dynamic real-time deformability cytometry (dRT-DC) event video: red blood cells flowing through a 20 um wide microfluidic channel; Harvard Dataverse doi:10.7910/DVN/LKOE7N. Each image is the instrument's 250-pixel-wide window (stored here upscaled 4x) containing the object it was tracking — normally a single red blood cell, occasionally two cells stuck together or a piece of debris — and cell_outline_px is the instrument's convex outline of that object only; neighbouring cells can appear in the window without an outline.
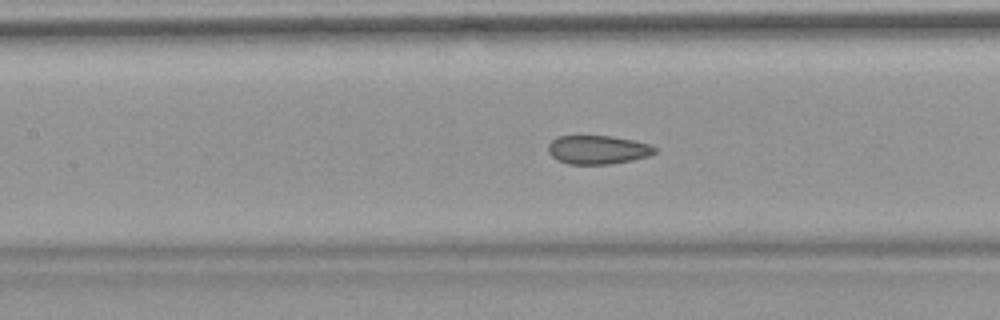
{"species": "common noctule bat (a hibernating species)", "species_latin": "Nyctalus noctula", "temperature_condition": "warm", "stored_images_in_passage": 52, "camera_frame_rate_fps": 3000, "um_per_image_px": 0.085, "animal": {"sex": "female", "body_mass_g": 18.4}, "frame": {"image": 1, "passage_image": 23, "time_ms": 7.333, "image_size_px": [1000, 320], "cell_outline_px": [[656, 152], [648, 156], [632, 160], [612, 164], [568, 164], [556, 160], [548, 152], [548, 144], [552, 140], [560, 136], [612, 136], [632, 140], [648, 144], [656, 148]], "centroid_in_image_um": [50.79, 12.73], "position_along_channel_um": 156.6, "area_um2": 17.8}, "authors_computed_cell_mechanics": {"area_um2": 19.2474, "velocity_mm_per_s": 3.8208, "shape_relaxation_time_tau1_ms": null, "shape_relaxation_time_tau2_ms": 1.3516, "deformation_change_tau1": null, "deformation_change_tau2": 0.0625}}